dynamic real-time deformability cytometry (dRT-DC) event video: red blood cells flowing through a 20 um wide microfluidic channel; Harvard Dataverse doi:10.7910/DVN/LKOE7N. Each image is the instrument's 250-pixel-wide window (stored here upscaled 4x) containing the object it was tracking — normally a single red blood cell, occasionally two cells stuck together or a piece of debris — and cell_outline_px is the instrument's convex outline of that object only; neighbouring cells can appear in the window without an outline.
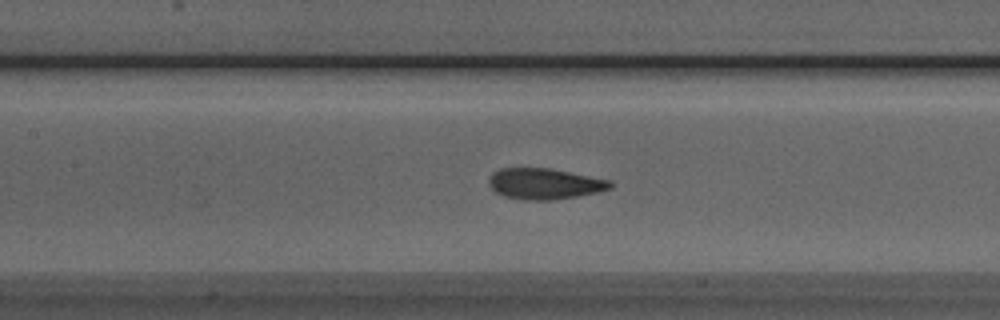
{"species": "Egyptian fruit bat (a non-hibernating species)", "species_latin": "Rousettus aegyptiacus", "temperature_condition": "room temperature", "stored_images_in_passage": 37, "segment_of_instrument_passage": [1, 2], "camera_frame_rate_fps": 3000, "um_per_image_px": 0.085, "animal": {"sex": "male"}, "frame": {"image": 1, "passage_image": 7, "time_ms": 2.0, "image_size_px": [1000, 320], "cell_outline_px": [[612, 188], [596, 192], [576, 196], [552, 200], [524, 200], [504, 196], [496, 192], [488, 184], [488, 180], [492, 172], [500, 168], [552, 168], [612, 180]], "centroid_in_image_um": [46.28, 15.61], "position_along_channel_um": 161.1, "area_um2": 22.02}}
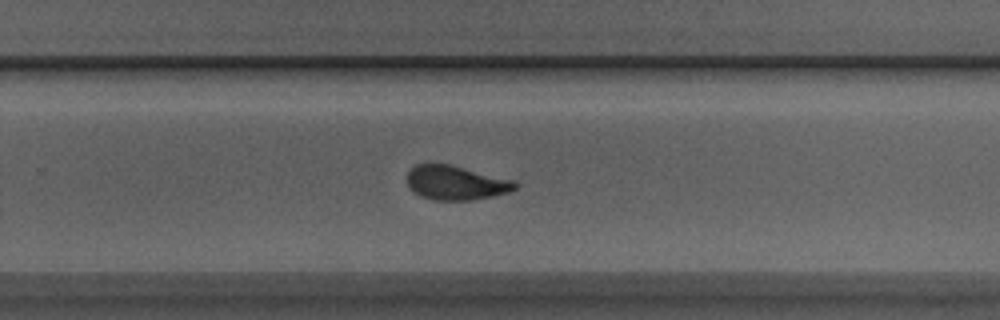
{"frame": {"image": 2, "passage_image": 17, "time_ms": 5.333, "image_size_px": [1000, 320], "cell_outline_px": [[520, 184], [516, 188], [508, 192], [492, 196], [472, 200], [432, 200], [420, 196], [408, 188], [408, 172], [416, 164], [448, 164], [516, 180]], "centroid_in_image_um": [38.77, 15.54], "position_along_channel_um": 291.0, "area_um2": 21.62}}
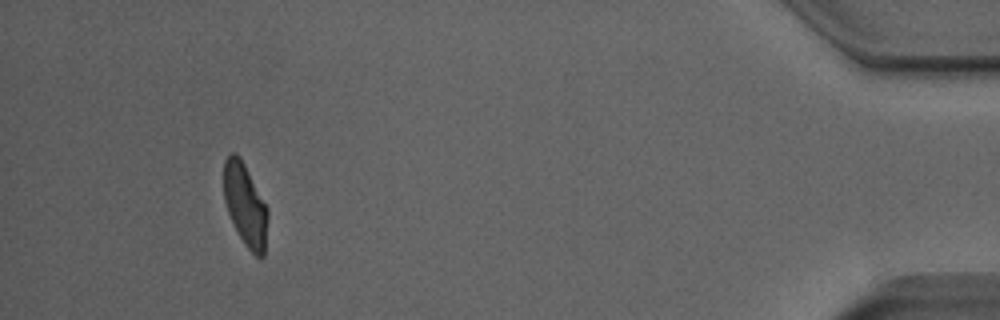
{"frame": {"image": 3, "passage_image": 32, "time_ms": 10.333, "image_size_px": [1000, 320], "cell_outline_px": [[268, 216], [264, 256], [256, 256], [244, 244], [228, 212], [224, 200], [224, 160], [228, 152], [236, 152], [244, 164], [268, 208]], "centroid_in_image_um": [20.84, 17.38], "position_along_channel_um": 414.4, "area_um2": 20.92}}